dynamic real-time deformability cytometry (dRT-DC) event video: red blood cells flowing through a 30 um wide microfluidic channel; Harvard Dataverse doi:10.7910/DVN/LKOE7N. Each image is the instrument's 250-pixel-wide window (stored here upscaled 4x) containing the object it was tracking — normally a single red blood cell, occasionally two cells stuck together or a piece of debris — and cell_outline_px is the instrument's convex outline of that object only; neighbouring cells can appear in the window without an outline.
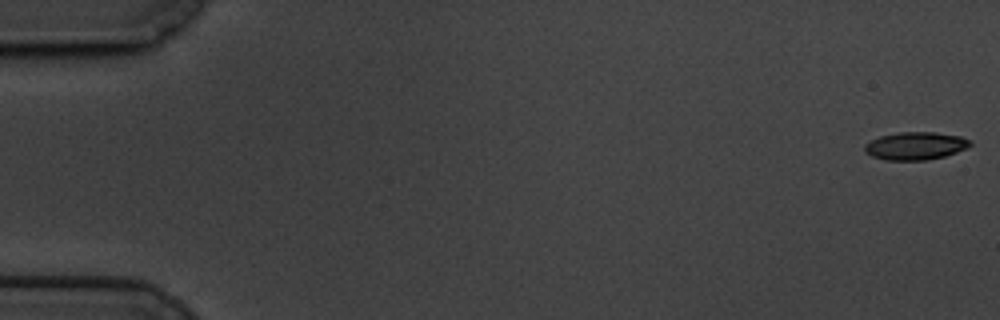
{"species": "common noctule bat (a hibernating species)", "species_latin": "Nyctalus noctula", "temperature_condition": "cold", "stored_images_in_passage": 60, "camera_frame_rate_fps": 3000, "um_per_image_px": 0.085, "animal": {"sex": "male", "body_mass_g": 19.5, "forearm_length_mm": 54.6}, "frame": {"image": 1, "passage_image": 1, "time_ms": 0.0, "image_size_px": [1000, 320], "cell_outline_px": [[972, 144], [968, 148], [944, 156], [924, 160], [884, 160], [872, 156], [864, 152], [864, 144], [880, 136], [900, 132], [936, 132], [960, 136], [972, 140]], "centroid_in_image_um": [77.82, 12.39], "position_along_channel_um": 7.2, "area_um2": 17.17}}
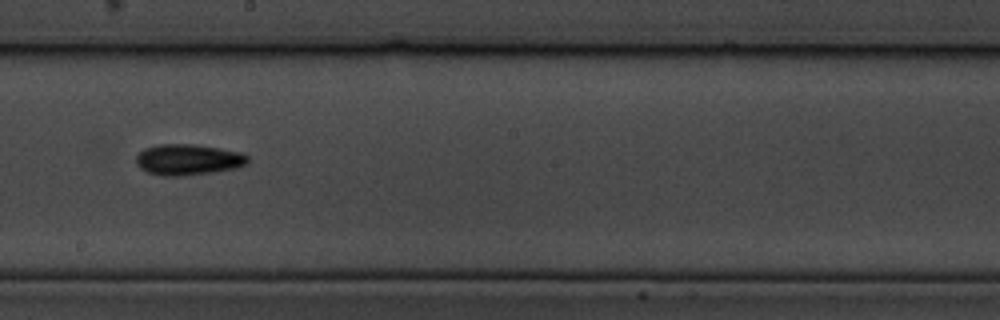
{"frame": {"image": 2, "passage_image": 34, "time_ms": 11.0, "image_size_px": [1000, 320], "cell_outline_px": [[248, 164], [236, 168], [212, 172], [180, 176], [164, 176], [148, 172], [140, 168], [136, 164], [136, 156], [144, 148], [156, 144], [192, 144], [240, 152], [248, 156]], "centroid_in_image_um": [15.96, 13.57], "position_along_channel_um": 232.2, "area_um2": 20.06}}
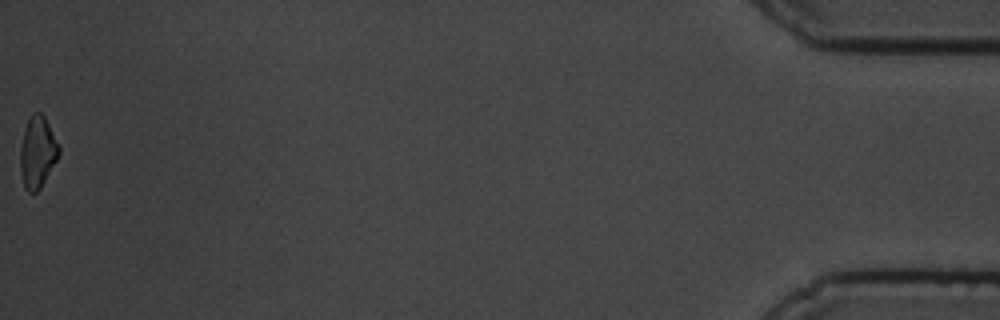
{"frame": {"image": 3, "passage_image": 60, "time_ms": 19.667, "image_size_px": [1000, 320], "cell_outline_px": [[60, 152], [56, 160], [40, 188], [36, 192], [28, 192], [24, 188], [20, 172], [20, 148], [24, 128], [28, 116], [32, 112], [40, 112], [44, 116], [60, 148]], "centroid_in_image_um": [3.15, 12.92], "position_along_channel_um": 432.0, "area_um2": 16.07}, "authors_computed_cell_mechanics": {"area_um2": 17.629, "velocity_mm_per_s": 3.401, "shape_relaxation_time_tau1_ms": 3.1513, "shape_relaxation_time_tau2_ms": 7.643, "deformation_change_tau1": 0.1158, "deformation_change_tau2": 0.1715}}